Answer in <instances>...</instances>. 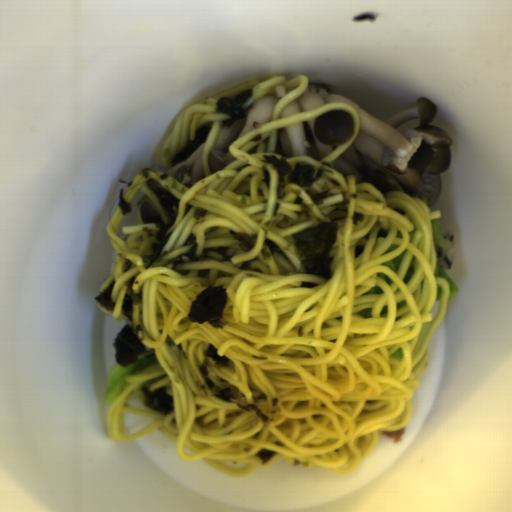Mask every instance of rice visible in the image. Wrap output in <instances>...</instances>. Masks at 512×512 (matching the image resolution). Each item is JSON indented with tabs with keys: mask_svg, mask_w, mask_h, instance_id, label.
Returning <instances> with one entry per match:
<instances>
[{
	"mask_svg": "<svg viewBox=\"0 0 512 512\" xmlns=\"http://www.w3.org/2000/svg\"><path fill=\"white\" fill-rule=\"evenodd\" d=\"M440 229L443 235L444 249L441 256L443 266L446 270H450L453 259H454V248H455V239L451 231L440 225Z\"/></svg>",
	"mask_w": 512,
	"mask_h": 512,
	"instance_id": "1",
	"label": "rice"
}]
</instances>
